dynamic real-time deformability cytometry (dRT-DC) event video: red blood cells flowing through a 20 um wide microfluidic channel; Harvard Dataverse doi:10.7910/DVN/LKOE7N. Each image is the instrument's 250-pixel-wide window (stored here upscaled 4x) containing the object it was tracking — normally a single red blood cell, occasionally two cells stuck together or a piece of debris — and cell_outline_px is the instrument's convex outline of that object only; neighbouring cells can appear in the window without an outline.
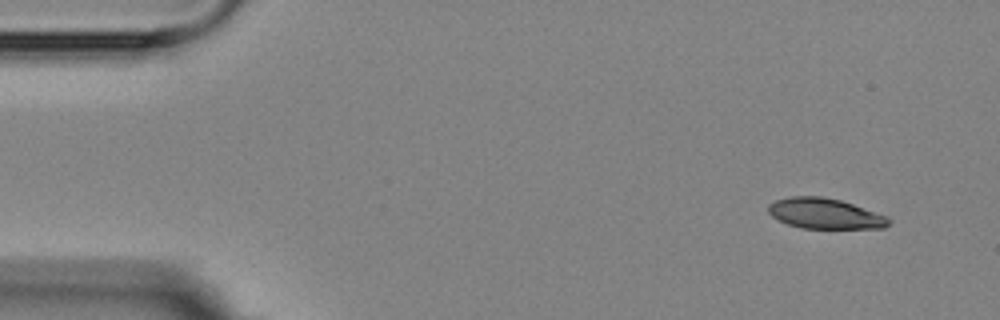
{"species": "Egyptian fruit bat (a non-hibernating species)", "species_latin": "Rousettus aegyptiacus", "temperature_condition": "room temperature", "stored_images_in_passage": 4, "camera_frame_rate_fps": 3000, "um_per_image_px": 0.085, "animal": {"sex": "female"}, "frame": {"image": 1, "passage_image": 1, "time_ms": 0.0, "image_size_px": [1000, 320], "cell_outline_px": [[892, 220], [884, 228], [800, 228], [788, 224], [772, 216], [768, 212], [768, 204], [776, 200], [788, 196], [820, 196], [840, 200], [888, 216]], "centroid_in_image_um": [70.11, 18.15], "position_along_channel_um": 14.9, "area_um2": 21.33}}
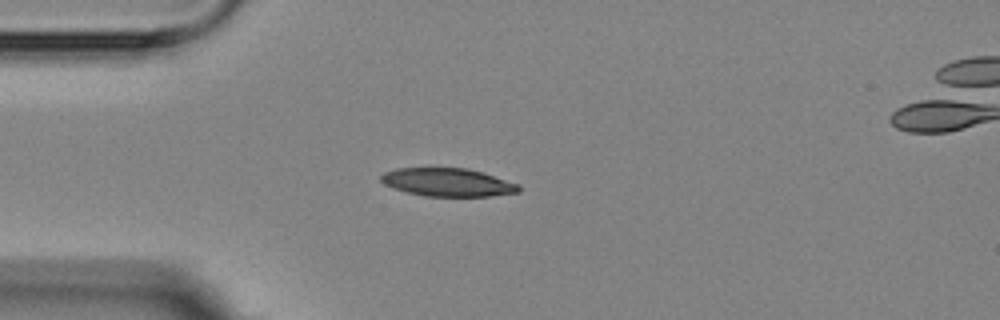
{"frame": {"image": 2, "passage_image": 4, "time_ms": 3.333, "image_size_px": [1000, 320], "cell_outline_px": [[520, 192], [492, 196], [424, 196], [392, 188], [384, 184], [380, 180], [380, 176], [384, 172], [396, 168], [468, 168], [520, 184]], "centroid_in_image_um": [38.05, 15.49], "position_along_channel_um": 46.9, "area_um2": 22.66}}